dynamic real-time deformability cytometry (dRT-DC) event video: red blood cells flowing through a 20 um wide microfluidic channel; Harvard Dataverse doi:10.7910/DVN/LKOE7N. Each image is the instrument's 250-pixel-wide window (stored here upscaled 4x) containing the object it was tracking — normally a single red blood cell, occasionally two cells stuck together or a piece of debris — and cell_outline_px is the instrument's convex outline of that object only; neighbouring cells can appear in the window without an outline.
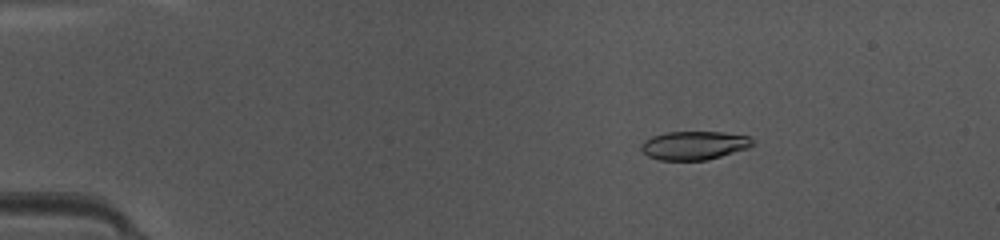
{"species": "common noctule bat (a hibernating species)", "species_latin": "Nyctalus noctula", "temperature_condition": "warm", "stored_images_in_passage": 47, "camera_frame_rate_fps": 3000, "um_per_image_px": 0.085, "animal": {"sex": "female", "body_mass_g": 10.0, "forearm_length_mm": 53.1}, "frame": {"image": 1, "passage_image": 8, "time_ms": 2.333, "image_size_px": [1000, 240], "cell_outline_px": [[756, 144], [748, 148], [708, 160], [660, 160], [648, 156], [640, 148], [640, 144], [644, 140], [652, 136], [668, 132], [724, 132], [748, 136], [756, 140]], "centroid_in_image_um": [59.04, 12.35], "position_along_channel_um": 26.0, "area_um2": 18.73}}
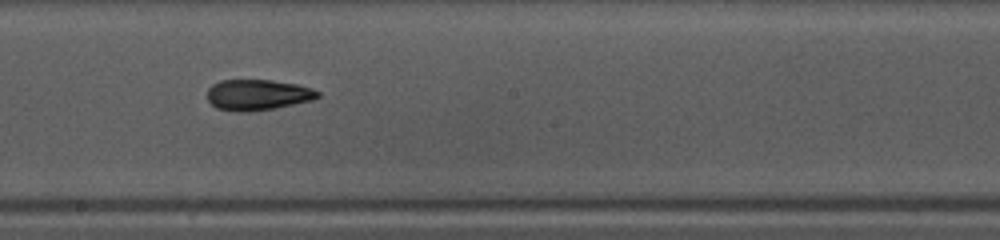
{"frame": {"image": 2, "passage_image": 27, "time_ms": 8.667, "image_size_px": [1000, 240], "cell_outline_px": [[320, 96], [312, 100], [272, 108], [248, 112], [236, 112], [216, 108], [208, 100], [208, 88], [212, 84], [220, 80], [272, 80], [296, 84], [312, 88], [320, 92]], "centroid_in_image_um": [21.88, 8.05], "position_along_channel_um": 226.3, "area_um2": 19.77}}
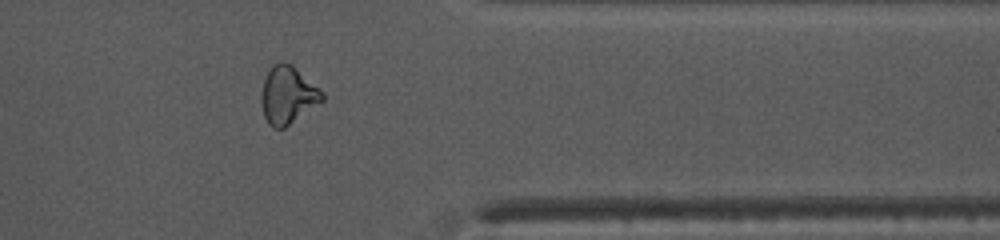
{"frame": {"image": 3, "passage_image": 39, "time_ms": 12.667, "image_size_px": [1000, 240], "cell_outline_px": [[324, 100], [284, 128], [272, 128], [268, 124], [264, 116], [260, 96], [264, 80], [272, 64], [292, 64], [320, 88], [324, 92]], "centroid_in_image_um": [24.47, 8.1], "position_along_channel_um": 386.9, "area_um2": 20.29}, "authors_computed_cell_mechanics": {"area_um2": 19.4786, "velocity_mm_per_s": 4.2198, "shape_relaxation_time_tau1_ms": 8.4602, "shape_relaxation_time_tau2_ms": 3.4625, "deformation_change_tau1": 0.2167, "deformation_change_tau2": 0.101}}